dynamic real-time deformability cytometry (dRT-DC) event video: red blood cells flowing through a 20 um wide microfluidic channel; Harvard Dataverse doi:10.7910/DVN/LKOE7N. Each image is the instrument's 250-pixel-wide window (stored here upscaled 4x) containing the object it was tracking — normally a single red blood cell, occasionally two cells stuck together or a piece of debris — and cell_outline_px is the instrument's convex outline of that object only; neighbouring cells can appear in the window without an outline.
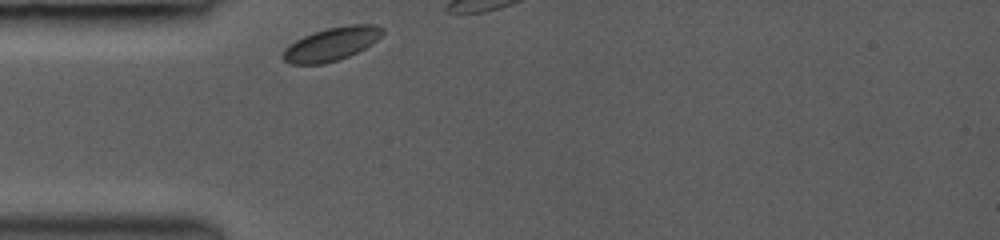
{"species": "common noctule bat (a hibernating species)", "species_latin": "Nyctalus noctula", "temperature_condition": "room temperature", "stored_images_in_passage": 7, "camera_frame_rate_fps": 3000, "um_per_image_px": 0.085, "animal": {"sex": "female", "body_mass_g": 19.0, "forearm_length_mm": 53.3}, "frame": {"image": 1, "passage_image": 1, "time_ms": 0.0, "image_size_px": [1000, 240], "cell_outline_px": [[384, 32], [372, 44], [348, 56], [324, 64], [288, 64], [280, 56], [284, 48], [288, 44], [312, 32], [328, 28], [348, 24], [372, 24], [384, 28]], "centroid_in_image_um": [28.13, 3.74], "position_along_channel_um": 56.9, "area_um2": 19.42}}
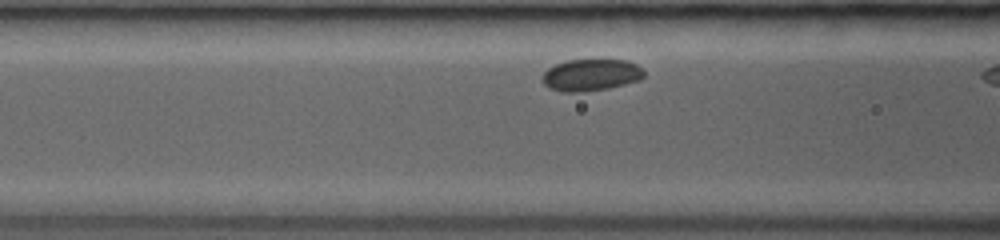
{"frame": {"image": 2, "passage_image": 6, "time_ms": 1.667, "image_size_px": [1000, 240], "cell_outline_px": [[644, 76], [640, 80], [608, 88], [580, 92], [564, 92], [548, 88], [544, 84], [544, 72], [548, 68], [556, 64], [568, 60], [628, 60], [636, 64], [644, 72]], "centroid_in_image_um": [50.24, 6.37], "position_along_channel_um": 116.4, "area_um2": 18.67}}